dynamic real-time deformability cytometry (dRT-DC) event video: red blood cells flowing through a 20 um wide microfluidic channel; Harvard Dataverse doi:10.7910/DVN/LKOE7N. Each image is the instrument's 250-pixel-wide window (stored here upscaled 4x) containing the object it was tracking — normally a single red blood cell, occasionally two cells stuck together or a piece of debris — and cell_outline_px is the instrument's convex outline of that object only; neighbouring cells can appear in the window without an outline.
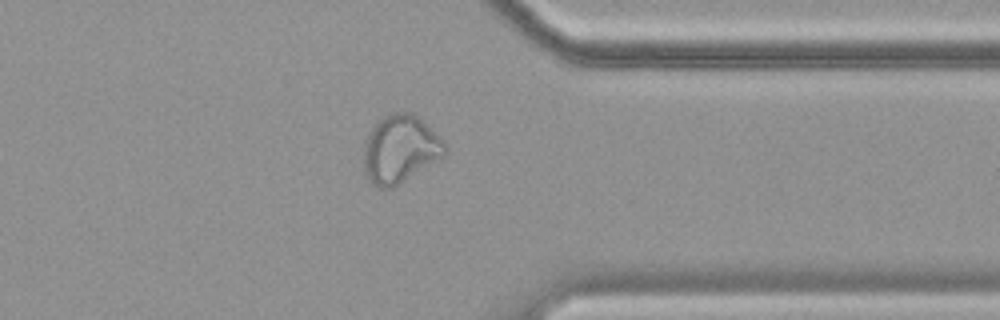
{"species": "common noctule bat (a hibernating species)", "species_latin": "Nyctalus noctula", "temperature_condition": "cold", "stored_images_in_passage": 37, "camera_frame_rate_fps": 3000, "um_per_image_px": 0.085, "animal": {"sex": "female", "body_mass_g": 19.9}, "frame": {"image": 1, "passage_image": 32, "time_ms": 10.333, "image_size_px": [1000, 320], "cell_outline_px": [[448, 152], [444, 156], [392, 188], [380, 188], [372, 184], [364, 172], [364, 144], [368, 132], [384, 116], [396, 112], [412, 112], [440, 136], [444, 140], [448, 148]], "centroid_in_image_um": [34.02, 12.68], "position_along_channel_um": 377.4, "area_um2": 32.02}, "authors_computed_cell_mechanics": {"area_um2": 24.276, "velocity_mm_per_s": 3.5102, "shape_relaxation_time_tau1_ms": null, "shape_relaxation_time_tau2_ms": 2.1736, "deformation_change_tau1": null, "deformation_change_tau2": 0.0856}}